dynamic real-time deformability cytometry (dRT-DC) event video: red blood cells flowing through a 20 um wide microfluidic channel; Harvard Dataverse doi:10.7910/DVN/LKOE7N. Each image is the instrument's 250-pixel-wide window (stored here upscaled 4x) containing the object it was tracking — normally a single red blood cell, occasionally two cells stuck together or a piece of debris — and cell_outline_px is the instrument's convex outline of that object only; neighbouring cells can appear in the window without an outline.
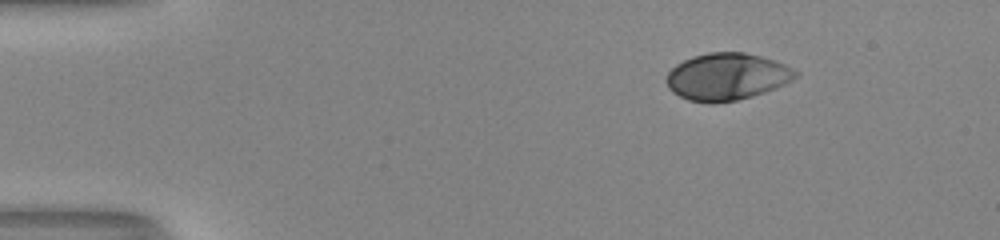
{"species": "human", "species_latin": "Homo sapiens", "temperature_condition": "room temperature", "stored_images_in_passage": 45, "camera_frame_rate_fps": 3000, "um_per_image_px": 0.085, "donor": {"sex": "male"}, "frame": {"image": 1, "passage_image": 1, "time_ms": 0.0, "image_size_px": [1000, 240], "cell_outline_px": [[800, 72], [792, 80], [776, 88], [752, 96], [736, 100], [712, 104], [708, 104], [688, 100], [672, 92], [668, 88], [668, 72], [676, 64], [692, 56], [708, 52], [744, 52], [760, 56], [784, 64]], "centroid_in_image_um": [61.78, 6.52], "position_along_channel_um": 23.2, "area_um2": 35.37}}
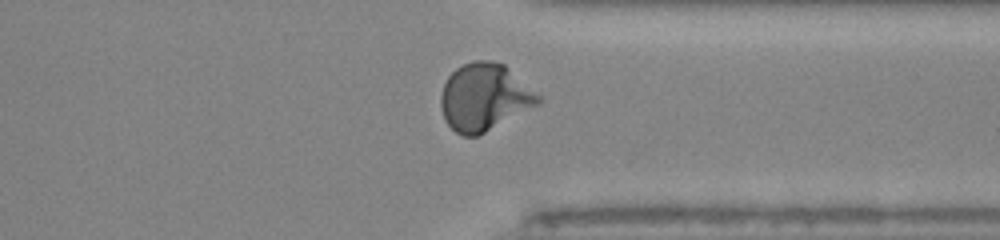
{"frame": {"image": 2, "passage_image": 34, "time_ms": 11.0, "image_size_px": [1000, 240], "cell_outline_px": [[544, 100], [540, 104], [476, 136], [464, 136], [456, 132], [444, 120], [440, 104], [440, 96], [444, 84], [448, 76], [456, 68], [472, 60], [492, 60], [504, 64], [540, 96]], "centroid_in_image_um": [41.16, 8.25], "position_along_channel_um": 370.2, "area_um2": 37.97}}
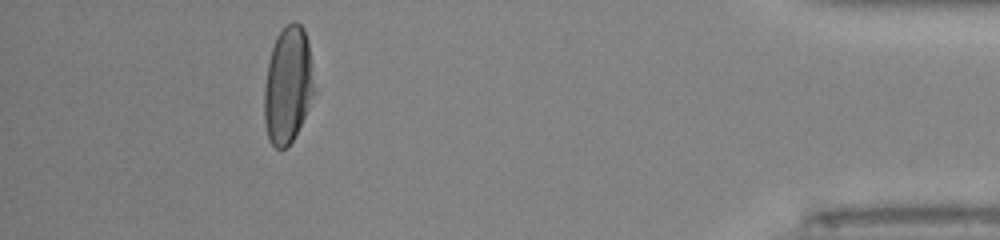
{"frame": {"image": 3, "passage_image": 41, "time_ms": 13.333, "image_size_px": [1000, 240], "cell_outline_px": [[316, 92], [292, 140], [284, 148], [276, 148], [268, 140], [264, 124], [264, 88], [268, 60], [276, 36], [292, 20], [296, 20], [304, 28], [308, 44], [312, 64]], "centroid_in_image_um": [24.47, 7.21], "position_along_channel_um": 410.7, "area_um2": 34.16}, "authors_computed_cell_mechanics": {"area_um2": 34.8534, "velocity_mm_per_s": 4.0521, "shape_relaxation_time_tau1_ms": 3.1713, "shape_relaxation_time_tau2_ms": null, "deformation_change_tau1": 0.178, "deformation_change_tau2": null}}